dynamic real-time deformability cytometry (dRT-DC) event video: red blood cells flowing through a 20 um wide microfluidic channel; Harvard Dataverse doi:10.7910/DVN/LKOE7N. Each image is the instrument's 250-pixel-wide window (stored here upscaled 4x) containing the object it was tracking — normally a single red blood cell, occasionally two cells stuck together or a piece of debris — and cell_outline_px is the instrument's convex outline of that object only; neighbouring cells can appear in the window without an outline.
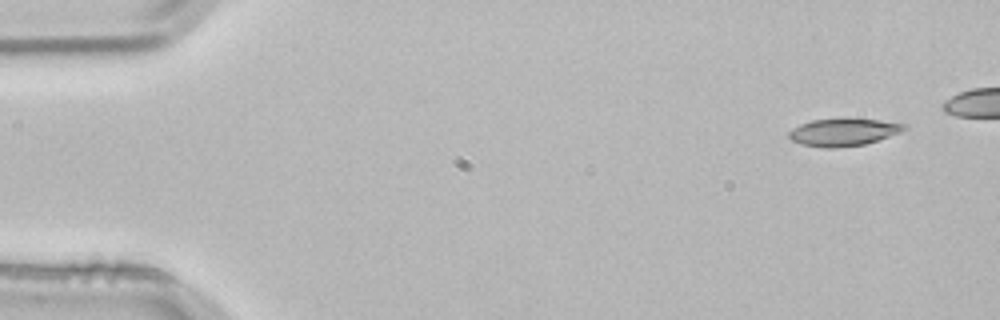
{"species": "common noctule bat (a hibernating species)", "species_latin": "Nyctalus noctula", "temperature_condition": "room temperature", "stored_images_in_passage": 5, "camera_frame_rate_fps": 3000, "um_per_image_px": 0.085, "animal": {"sex": "male", "body_mass_g": 21.5, "forearm_length_mm": 52.0}, "frame": {"image": 1, "passage_image": 1, "time_ms": 0.0, "image_size_px": [1000, 320], "cell_outline_px": [[908, 128], [900, 132], [864, 144], [836, 148], [820, 148], [800, 144], [792, 140], [788, 136], [788, 132], [792, 128], [800, 124], [812, 120], [880, 120], [908, 124]], "centroid_in_image_um": [71.66, 11.26], "position_along_channel_um": 13.3, "area_um2": 18.09}}